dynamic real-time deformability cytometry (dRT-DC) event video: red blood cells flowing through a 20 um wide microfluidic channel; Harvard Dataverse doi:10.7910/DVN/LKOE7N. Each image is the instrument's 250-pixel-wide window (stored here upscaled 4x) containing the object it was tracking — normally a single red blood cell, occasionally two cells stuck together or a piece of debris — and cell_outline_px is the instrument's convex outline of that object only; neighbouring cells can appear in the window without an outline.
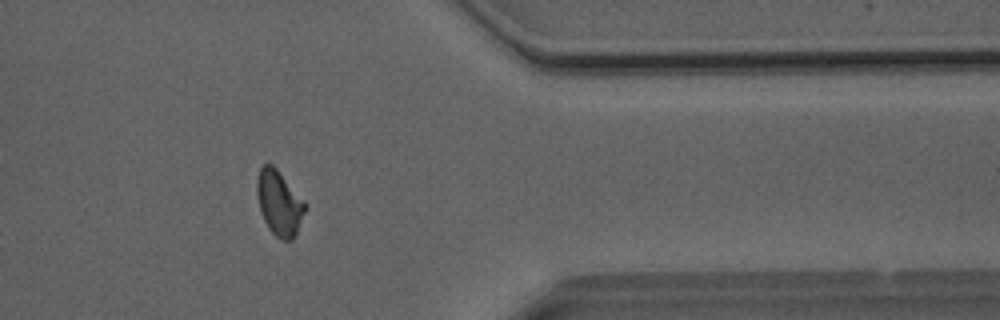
{"species": "Egyptian fruit bat (a non-hibernating species)", "species_latin": "Rousettus aegyptiacus", "temperature_condition": "room temperature", "stored_images_in_passage": 35, "camera_frame_rate_fps": 3000, "um_per_image_px": 0.085, "animal": {"sex": "male"}, "frame": {"image": 1, "passage_image": 25, "time_ms": 8.0, "image_size_px": [1000, 320], "cell_outline_px": [[308, 208], [292, 240], [280, 240], [268, 228], [264, 220], [256, 196], [256, 176], [260, 168], [264, 164], [272, 164], [276, 168], [308, 204]], "centroid_in_image_um": [23.74, 17.24], "position_along_channel_um": 387.7, "area_um2": 18.44}}